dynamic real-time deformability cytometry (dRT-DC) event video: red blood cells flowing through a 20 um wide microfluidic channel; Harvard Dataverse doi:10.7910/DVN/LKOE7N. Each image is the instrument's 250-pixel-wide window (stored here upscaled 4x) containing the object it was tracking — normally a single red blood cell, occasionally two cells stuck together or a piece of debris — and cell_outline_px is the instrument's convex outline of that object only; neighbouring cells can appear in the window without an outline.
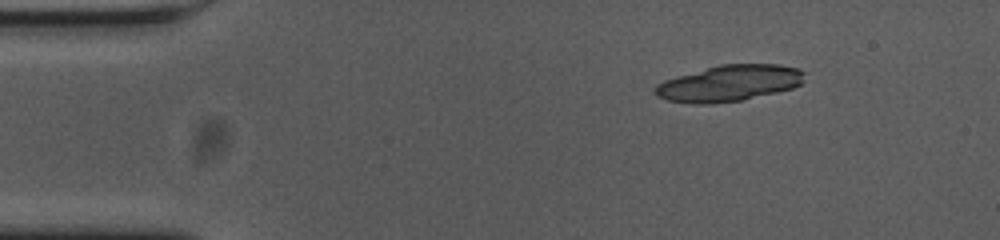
{"species": "common noctule bat (a hibernating species)", "species_latin": "Nyctalus noctula", "temperature_condition": "cold", "stored_images_in_passage": 8, "camera_frame_rate_fps": 3000, "um_per_image_px": 0.085, "animal": {"sex": "female", "body_mass_g": 23.0, "forearm_length_mm": 53.4}, "frame": {"image": 1, "passage_image": 1, "time_ms": 0.0, "image_size_px": [1000, 240], "cell_outline_px": [[804, 80], [800, 84], [792, 88], [744, 100], [708, 104], [696, 104], [668, 100], [656, 96], [656, 84], [664, 80], [720, 64], [780, 64], [800, 68], [804, 72]], "centroid_in_image_um": [62.02, 7.07], "position_along_channel_um": 23.0, "area_um2": 31.44}}